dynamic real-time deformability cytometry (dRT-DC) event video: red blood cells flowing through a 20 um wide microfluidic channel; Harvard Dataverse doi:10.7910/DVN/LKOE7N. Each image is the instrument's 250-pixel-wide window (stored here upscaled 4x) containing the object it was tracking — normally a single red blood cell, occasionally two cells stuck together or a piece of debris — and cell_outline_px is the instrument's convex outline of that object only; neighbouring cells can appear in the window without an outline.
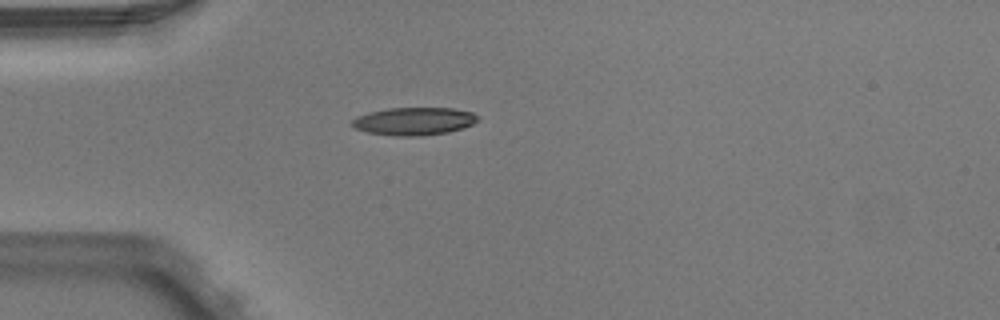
{"species": "Egyptian fruit bat (a non-hibernating species)", "species_latin": "Rousettus aegyptiacus", "temperature_condition": "warm", "stored_images_in_passage": 1, "camera_frame_rate_fps": 3000, "um_per_image_px": 0.085, "animal": {"sex": "male"}, "frame": {"image": 1, "passage_image": 1, "time_ms": 0.0, "image_size_px": [1000, 320], "cell_outline_px": [[480, 120], [464, 128], [448, 132], [420, 136], [396, 136], [368, 132], [356, 128], [352, 124], [352, 120], [356, 116], [368, 112], [388, 108], [452, 108], [472, 112], [480, 116]], "centroid_in_image_um": [35.23, 10.3], "position_along_channel_um": 49.8, "area_um2": 20.46}}